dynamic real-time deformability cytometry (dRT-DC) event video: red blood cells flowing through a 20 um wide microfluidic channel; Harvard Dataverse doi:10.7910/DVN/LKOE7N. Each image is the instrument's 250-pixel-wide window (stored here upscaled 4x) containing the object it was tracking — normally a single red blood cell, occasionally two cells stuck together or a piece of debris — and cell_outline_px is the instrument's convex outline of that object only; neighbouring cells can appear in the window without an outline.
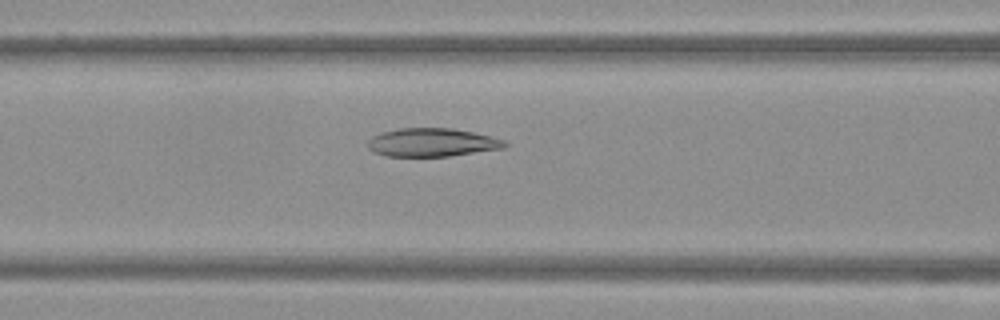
{"species": "Egyptian fruit bat (a non-hibernating species)", "species_latin": "Rousettus aegyptiacus", "temperature_condition": "warm", "stored_images_in_passage": 50, "camera_frame_rate_fps": 3000, "um_per_image_px": 0.085, "frame": {"image": 1, "passage_image": 21, "time_ms": 6.667, "image_size_px": [1000, 320], "cell_outline_px": [[508, 144], [504, 148], [448, 156], [384, 156], [368, 148], [368, 140], [372, 136], [384, 132], [400, 128], [452, 128], [472, 132], [504, 140]], "centroid_in_image_um": [36.71, 12.11], "position_along_channel_um": 129.9, "area_um2": 22.37}}
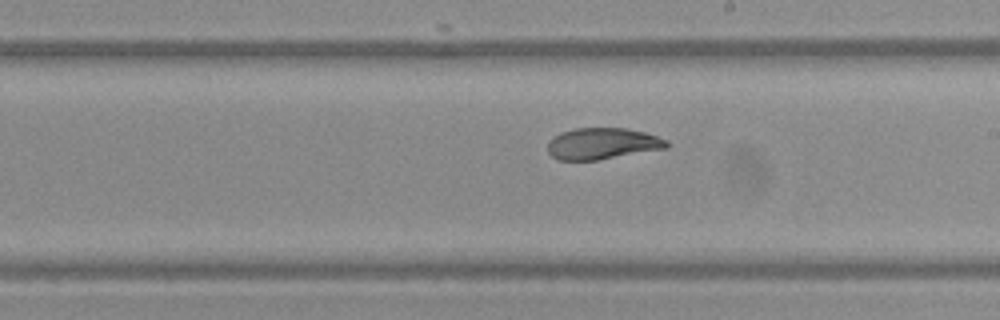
{"frame": {"image": 2, "passage_image": 29, "time_ms": 9.333, "image_size_px": [1000, 320], "cell_outline_px": [[672, 144], [668, 148], [596, 160], [556, 160], [548, 152], [548, 140], [560, 132], [576, 128], [628, 128], [644, 132], [668, 140]], "centroid_in_image_um": [51.21, 12.2], "position_along_channel_um": 237.8, "area_um2": 21.96}}
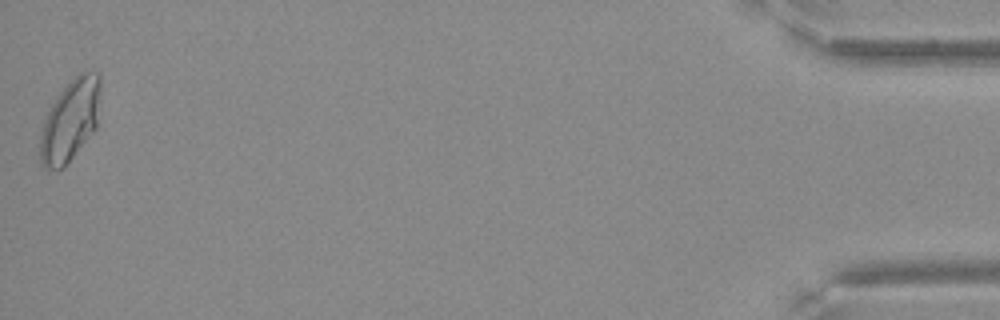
{"frame": {"image": 3, "passage_image": 50, "time_ms": 16.333, "image_size_px": [1000, 320], "cell_outline_px": [[100, 88], [96, 128], [64, 168], [44, 168], [40, 164], [40, 136], [44, 120], [56, 96], [80, 72], [100, 72]], "centroid_in_image_um": [5.96, 10.24], "position_along_channel_um": 429.2, "area_um2": 28.38}}